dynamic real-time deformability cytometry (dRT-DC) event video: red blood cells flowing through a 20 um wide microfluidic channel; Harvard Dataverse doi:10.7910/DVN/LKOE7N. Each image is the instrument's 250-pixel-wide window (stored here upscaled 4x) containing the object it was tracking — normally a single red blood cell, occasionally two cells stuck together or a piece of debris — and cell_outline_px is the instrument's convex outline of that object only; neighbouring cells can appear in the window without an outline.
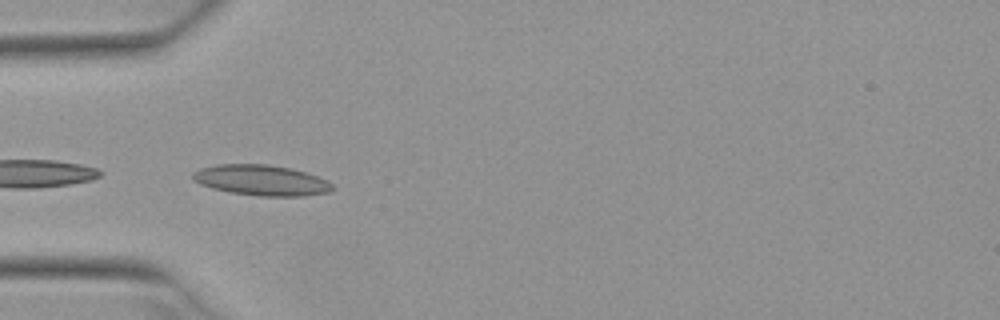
{"species": "Egyptian fruit bat (a non-hibernating species)", "species_latin": "Rousettus aegyptiacus", "temperature_condition": "warm", "stored_images_in_passage": 6, "camera_frame_rate_fps": 3000, "um_per_image_px": 0.085, "animal": {"sex": "female"}, "frame": {"image": 1, "passage_image": 4, "time_ms": 1.0, "image_size_px": [1000, 320], "cell_outline_px": [[332, 188], [328, 192], [300, 196], [260, 196], [228, 192], [212, 188], [200, 184], [192, 180], [192, 172], [200, 168], [216, 164], [268, 164], [292, 168], [316, 176], [332, 184]], "centroid_in_image_um": [22.13, 15.31], "position_along_channel_um": 62.9, "area_um2": 24.8}}
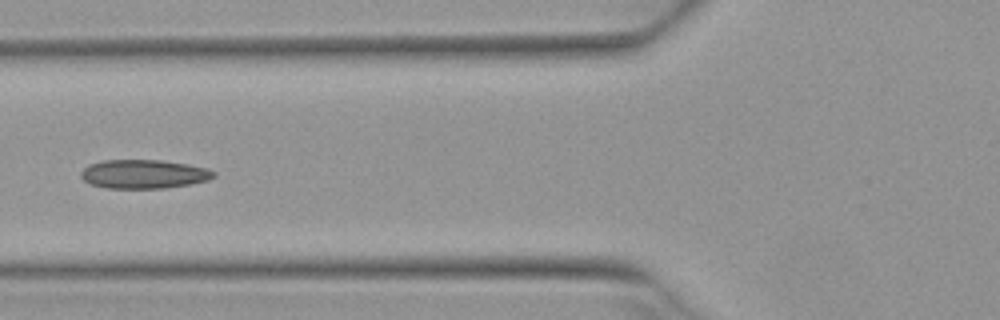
{"frame": {"image": 2, "passage_image": 5, "time_ms": 1.333, "image_size_px": [1000, 320], "cell_outline_px": [[216, 176], [208, 180], [188, 184], [164, 188], [108, 188], [92, 184], [84, 180], [80, 176], [80, 172], [88, 164], [104, 160], [160, 160], [188, 164], [208, 168], [216, 172]], "centroid_in_image_um": [12.23, 14.79], "position_along_channel_um": 113.6, "area_um2": 22.31}}
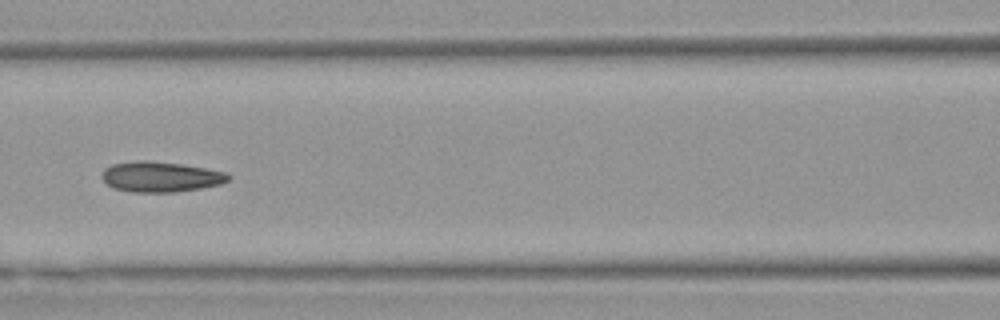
{"frame": {"image": 3, "passage_image": 6, "time_ms": 1.667, "image_size_px": [1000, 320], "cell_outline_px": [[232, 176], [228, 180], [220, 184], [200, 188], [176, 192], [132, 192], [112, 188], [100, 176], [104, 168], [112, 164], [140, 160], [148, 160], [180, 164], [204, 168], [224, 172]], "centroid_in_image_um": [13.61, 15.03], "position_along_channel_um": 153.0, "area_um2": 22.31}}